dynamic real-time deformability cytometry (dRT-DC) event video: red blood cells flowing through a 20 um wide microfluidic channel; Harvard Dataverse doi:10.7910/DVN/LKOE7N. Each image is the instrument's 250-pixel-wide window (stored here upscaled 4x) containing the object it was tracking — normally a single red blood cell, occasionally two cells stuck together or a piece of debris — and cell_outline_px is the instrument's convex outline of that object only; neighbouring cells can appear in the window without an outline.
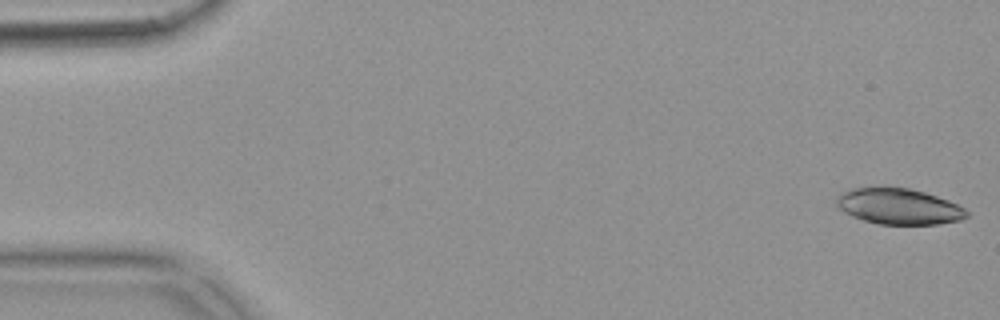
{"species": "common noctule bat (a hibernating species)", "species_latin": "Nyctalus noctula", "temperature_condition": "warm", "stored_images_in_passage": 54, "camera_frame_rate_fps": 3000, "um_per_image_px": 0.085, "animal": {"sex": "female", "body_mass_g": 18.4}, "frame": {"image": 1, "passage_image": 1, "time_ms": 0.0, "image_size_px": [1000, 320], "cell_outline_px": [[968, 216], [960, 220], [936, 224], [880, 224], [864, 220], [852, 216], [844, 212], [836, 204], [836, 200], [848, 188], [908, 188], [924, 192], [948, 200], [964, 208], [968, 212]], "centroid_in_image_um": [76.41, 17.55], "position_along_channel_um": 8.6, "area_um2": 26.76}}
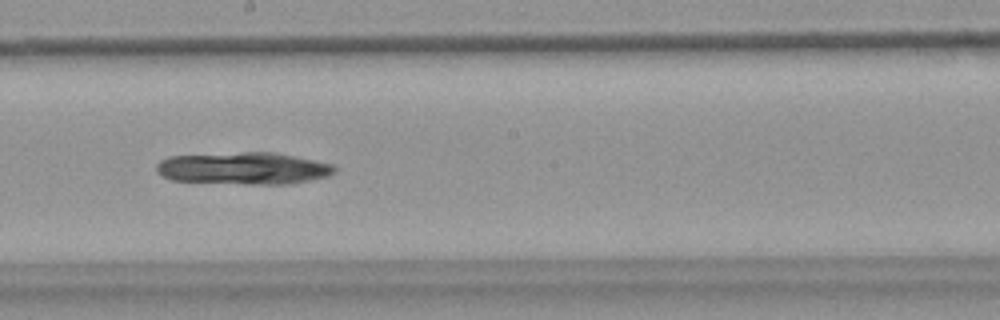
{"frame": {"image": 2, "passage_image": 30, "time_ms": 9.667, "image_size_px": [1000, 320], "cell_outline_px": [[336, 172], [328, 176], [288, 184], [244, 184], [172, 180], [156, 172], [156, 164], [160, 160], [168, 156], [240, 152], [276, 152], [332, 164], [336, 168]], "centroid_in_image_um": [20.68, 14.3], "position_along_channel_um": 227.5, "area_um2": 33.41}}
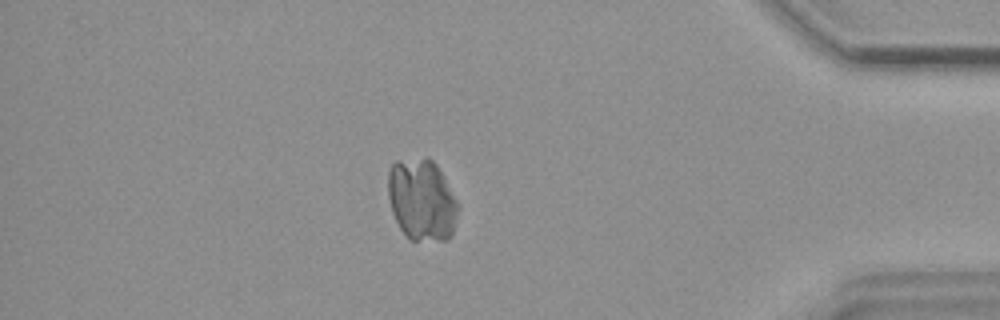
{"frame": {"image": 3, "passage_image": 47, "time_ms": 15.333, "image_size_px": [1000, 320], "cell_outline_px": [[460, 208], [452, 236], [448, 240], [412, 240], [400, 228], [392, 212], [388, 196], [388, 172], [392, 164], [396, 160], [424, 156], [428, 156], [436, 164], [456, 200]], "centroid_in_image_um": [35.86, 16.97], "position_along_channel_um": 399.3, "area_um2": 33.58}}